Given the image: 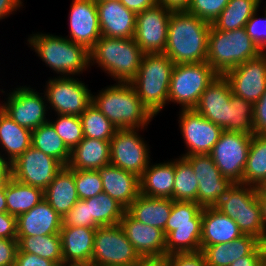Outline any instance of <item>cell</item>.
<instances>
[{
    "label": "cell",
    "instance_id": "obj_57",
    "mask_svg": "<svg viewBox=\"0 0 266 266\" xmlns=\"http://www.w3.org/2000/svg\"><path fill=\"white\" fill-rule=\"evenodd\" d=\"M10 176V163L0 158V189L5 185Z\"/></svg>",
    "mask_w": 266,
    "mask_h": 266
},
{
    "label": "cell",
    "instance_id": "obj_41",
    "mask_svg": "<svg viewBox=\"0 0 266 266\" xmlns=\"http://www.w3.org/2000/svg\"><path fill=\"white\" fill-rule=\"evenodd\" d=\"M83 136L86 138L110 141L118 130L92 103L80 116Z\"/></svg>",
    "mask_w": 266,
    "mask_h": 266
},
{
    "label": "cell",
    "instance_id": "obj_19",
    "mask_svg": "<svg viewBox=\"0 0 266 266\" xmlns=\"http://www.w3.org/2000/svg\"><path fill=\"white\" fill-rule=\"evenodd\" d=\"M232 93L253 105L266 91V52L226 72Z\"/></svg>",
    "mask_w": 266,
    "mask_h": 266
},
{
    "label": "cell",
    "instance_id": "obj_13",
    "mask_svg": "<svg viewBox=\"0 0 266 266\" xmlns=\"http://www.w3.org/2000/svg\"><path fill=\"white\" fill-rule=\"evenodd\" d=\"M140 259L120 224L96 228L92 265L132 266Z\"/></svg>",
    "mask_w": 266,
    "mask_h": 266
},
{
    "label": "cell",
    "instance_id": "obj_49",
    "mask_svg": "<svg viewBox=\"0 0 266 266\" xmlns=\"http://www.w3.org/2000/svg\"><path fill=\"white\" fill-rule=\"evenodd\" d=\"M17 251V239L0 238V266H14Z\"/></svg>",
    "mask_w": 266,
    "mask_h": 266
},
{
    "label": "cell",
    "instance_id": "obj_61",
    "mask_svg": "<svg viewBox=\"0 0 266 266\" xmlns=\"http://www.w3.org/2000/svg\"><path fill=\"white\" fill-rule=\"evenodd\" d=\"M263 266H266V242L264 243L263 249Z\"/></svg>",
    "mask_w": 266,
    "mask_h": 266
},
{
    "label": "cell",
    "instance_id": "obj_47",
    "mask_svg": "<svg viewBox=\"0 0 266 266\" xmlns=\"http://www.w3.org/2000/svg\"><path fill=\"white\" fill-rule=\"evenodd\" d=\"M260 8L249 18L245 24L246 33L262 51L266 52V10L263 9L262 17Z\"/></svg>",
    "mask_w": 266,
    "mask_h": 266
},
{
    "label": "cell",
    "instance_id": "obj_14",
    "mask_svg": "<svg viewBox=\"0 0 266 266\" xmlns=\"http://www.w3.org/2000/svg\"><path fill=\"white\" fill-rule=\"evenodd\" d=\"M253 134L223 131L209 155L221 174L243 184V172Z\"/></svg>",
    "mask_w": 266,
    "mask_h": 266
},
{
    "label": "cell",
    "instance_id": "obj_22",
    "mask_svg": "<svg viewBox=\"0 0 266 266\" xmlns=\"http://www.w3.org/2000/svg\"><path fill=\"white\" fill-rule=\"evenodd\" d=\"M119 224L141 258L165 259L166 235L163 230L137 221L127 211Z\"/></svg>",
    "mask_w": 266,
    "mask_h": 266
},
{
    "label": "cell",
    "instance_id": "obj_60",
    "mask_svg": "<svg viewBox=\"0 0 266 266\" xmlns=\"http://www.w3.org/2000/svg\"><path fill=\"white\" fill-rule=\"evenodd\" d=\"M7 212L5 185L0 189V213Z\"/></svg>",
    "mask_w": 266,
    "mask_h": 266
},
{
    "label": "cell",
    "instance_id": "obj_53",
    "mask_svg": "<svg viewBox=\"0 0 266 266\" xmlns=\"http://www.w3.org/2000/svg\"><path fill=\"white\" fill-rule=\"evenodd\" d=\"M24 0H0V21L24 8Z\"/></svg>",
    "mask_w": 266,
    "mask_h": 266
},
{
    "label": "cell",
    "instance_id": "obj_51",
    "mask_svg": "<svg viewBox=\"0 0 266 266\" xmlns=\"http://www.w3.org/2000/svg\"><path fill=\"white\" fill-rule=\"evenodd\" d=\"M14 266H58L54 261L47 260L32 253H16Z\"/></svg>",
    "mask_w": 266,
    "mask_h": 266
},
{
    "label": "cell",
    "instance_id": "obj_2",
    "mask_svg": "<svg viewBox=\"0 0 266 266\" xmlns=\"http://www.w3.org/2000/svg\"><path fill=\"white\" fill-rule=\"evenodd\" d=\"M28 47L49 67L56 77L78 76L89 72L90 51L62 35L32 32L26 38Z\"/></svg>",
    "mask_w": 266,
    "mask_h": 266
},
{
    "label": "cell",
    "instance_id": "obj_39",
    "mask_svg": "<svg viewBox=\"0 0 266 266\" xmlns=\"http://www.w3.org/2000/svg\"><path fill=\"white\" fill-rule=\"evenodd\" d=\"M85 200L89 205L90 219L99 227L118 225L126 211L120 203L105 192Z\"/></svg>",
    "mask_w": 266,
    "mask_h": 266
},
{
    "label": "cell",
    "instance_id": "obj_38",
    "mask_svg": "<svg viewBox=\"0 0 266 266\" xmlns=\"http://www.w3.org/2000/svg\"><path fill=\"white\" fill-rule=\"evenodd\" d=\"M18 251L32 253L47 260L63 265L60 234L17 237Z\"/></svg>",
    "mask_w": 266,
    "mask_h": 266
},
{
    "label": "cell",
    "instance_id": "obj_44",
    "mask_svg": "<svg viewBox=\"0 0 266 266\" xmlns=\"http://www.w3.org/2000/svg\"><path fill=\"white\" fill-rule=\"evenodd\" d=\"M74 180L80 200L95 197L103 192L102 180L97 170H75Z\"/></svg>",
    "mask_w": 266,
    "mask_h": 266
},
{
    "label": "cell",
    "instance_id": "obj_52",
    "mask_svg": "<svg viewBox=\"0 0 266 266\" xmlns=\"http://www.w3.org/2000/svg\"><path fill=\"white\" fill-rule=\"evenodd\" d=\"M0 238L17 239L16 217L7 212L0 213Z\"/></svg>",
    "mask_w": 266,
    "mask_h": 266
},
{
    "label": "cell",
    "instance_id": "obj_9",
    "mask_svg": "<svg viewBox=\"0 0 266 266\" xmlns=\"http://www.w3.org/2000/svg\"><path fill=\"white\" fill-rule=\"evenodd\" d=\"M217 75L206 61L175 64L169 85L168 105L174 103L177 106L179 104L180 109H194L201 94Z\"/></svg>",
    "mask_w": 266,
    "mask_h": 266
},
{
    "label": "cell",
    "instance_id": "obj_65",
    "mask_svg": "<svg viewBox=\"0 0 266 266\" xmlns=\"http://www.w3.org/2000/svg\"><path fill=\"white\" fill-rule=\"evenodd\" d=\"M95 2H98V1H106V0H94ZM113 1H115V0H113Z\"/></svg>",
    "mask_w": 266,
    "mask_h": 266
},
{
    "label": "cell",
    "instance_id": "obj_33",
    "mask_svg": "<svg viewBox=\"0 0 266 266\" xmlns=\"http://www.w3.org/2000/svg\"><path fill=\"white\" fill-rule=\"evenodd\" d=\"M173 200L139 195L126 211L143 224L164 230L170 217Z\"/></svg>",
    "mask_w": 266,
    "mask_h": 266
},
{
    "label": "cell",
    "instance_id": "obj_42",
    "mask_svg": "<svg viewBox=\"0 0 266 266\" xmlns=\"http://www.w3.org/2000/svg\"><path fill=\"white\" fill-rule=\"evenodd\" d=\"M254 105L233 93L230 96V132L254 134Z\"/></svg>",
    "mask_w": 266,
    "mask_h": 266
},
{
    "label": "cell",
    "instance_id": "obj_54",
    "mask_svg": "<svg viewBox=\"0 0 266 266\" xmlns=\"http://www.w3.org/2000/svg\"><path fill=\"white\" fill-rule=\"evenodd\" d=\"M120 2L136 14L143 12L145 9L152 8L157 4V0H120Z\"/></svg>",
    "mask_w": 266,
    "mask_h": 266
},
{
    "label": "cell",
    "instance_id": "obj_21",
    "mask_svg": "<svg viewBox=\"0 0 266 266\" xmlns=\"http://www.w3.org/2000/svg\"><path fill=\"white\" fill-rule=\"evenodd\" d=\"M231 86L225 75H217L201 94L196 107L198 113L212 123L218 125L223 131L230 132V96Z\"/></svg>",
    "mask_w": 266,
    "mask_h": 266
},
{
    "label": "cell",
    "instance_id": "obj_56",
    "mask_svg": "<svg viewBox=\"0 0 266 266\" xmlns=\"http://www.w3.org/2000/svg\"><path fill=\"white\" fill-rule=\"evenodd\" d=\"M230 266H263V255H245L231 263Z\"/></svg>",
    "mask_w": 266,
    "mask_h": 266
},
{
    "label": "cell",
    "instance_id": "obj_12",
    "mask_svg": "<svg viewBox=\"0 0 266 266\" xmlns=\"http://www.w3.org/2000/svg\"><path fill=\"white\" fill-rule=\"evenodd\" d=\"M147 129H118L110 140V164L141 177L152 161V147L140 134Z\"/></svg>",
    "mask_w": 266,
    "mask_h": 266
},
{
    "label": "cell",
    "instance_id": "obj_32",
    "mask_svg": "<svg viewBox=\"0 0 266 266\" xmlns=\"http://www.w3.org/2000/svg\"><path fill=\"white\" fill-rule=\"evenodd\" d=\"M110 164V141L84 137L71 151L68 167L75 170H97Z\"/></svg>",
    "mask_w": 266,
    "mask_h": 266
},
{
    "label": "cell",
    "instance_id": "obj_18",
    "mask_svg": "<svg viewBox=\"0 0 266 266\" xmlns=\"http://www.w3.org/2000/svg\"><path fill=\"white\" fill-rule=\"evenodd\" d=\"M171 10L160 4L136 14L134 40L145 53H164Z\"/></svg>",
    "mask_w": 266,
    "mask_h": 266
},
{
    "label": "cell",
    "instance_id": "obj_34",
    "mask_svg": "<svg viewBox=\"0 0 266 266\" xmlns=\"http://www.w3.org/2000/svg\"><path fill=\"white\" fill-rule=\"evenodd\" d=\"M7 213L16 218L44 199V190L19 182L10 176L5 183Z\"/></svg>",
    "mask_w": 266,
    "mask_h": 266
},
{
    "label": "cell",
    "instance_id": "obj_16",
    "mask_svg": "<svg viewBox=\"0 0 266 266\" xmlns=\"http://www.w3.org/2000/svg\"><path fill=\"white\" fill-rule=\"evenodd\" d=\"M63 167L52 156L30 146L10 163V172L19 182L44 190Z\"/></svg>",
    "mask_w": 266,
    "mask_h": 266
},
{
    "label": "cell",
    "instance_id": "obj_46",
    "mask_svg": "<svg viewBox=\"0 0 266 266\" xmlns=\"http://www.w3.org/2000/svg\"><path fill=\"white\" fill-rule=\"evenodd\" d=\"M62 226L98 228L99 226L90 219L89 205L86 200L77 203L62 218Z\"/></svg>",
    "mask_w": 266,
    "mask_h": 266
},
{
    "label": "cell",
    "instance_id": "obj_15",
    "mask_svg": "<svg viewBox=\"0 0 266 266\" xmlns=\"http://www.w3.org/2000/svg\"><path fill=\"white\" fill-rule=\"evenodd\" d=\"M179 128L185 150L179 156L209 154L223 129L212 123L195 109H179ZM187 149V150H186Z\"/></svg>",
    "mask_w": 266,
    "mask_h": 266
},
{
    "label": "cell",
    "instance_id": "obj_6",
    "mask_svg": "<svg viewBox=\"0 0 266 266\" xmlns=\"http://www.w3.org/2000/svg\"><path fill=\"white\" fill-rule=\"evenodd\" d=\"M263 53L246 33L245 27L219 31L212 25L208 37L206 62L219 74L254 59Z\"/></svg>",
    "mask_w": 266,
    "mask_h": 266
},
{
    "label": "cell",
    "instance_id": "obj_36",
    "mask_svg": "<svg viewBox=\"0 0 266 266\" xmlns=\"http://www.w3.org/2000/svg\"><path fill=\"white\" fill-rule=\"evenodd\" d=\"M266 179V135L253 134L243 172V184L259 188Z\"/></svg>",
    "mask_w": 266,
    "mask_h": 266
},
{
    "label": "cell",
    "instance_id": "obj_5",
    "mask_svg": "<svg viewBox=\"0 0 266 266\" xmlns=\"http://www.w3.org/2000/svg\"><path fill=\"white\" fill-rule=\"evenodd\" d=\"M174 66L165 53L144 54L138 73L130 82L142 104L154 117L168 106L169 85Z\"/></svg>",
    "mask_w": 266,
    "mask_h": 266
},
{
    "label": "cell",
    "instance_id": "obj_24",
    "mask_svg": "<svg viewBox=\"0 0 266 266\" xmlns=\"http://www.w3.org/2000/svg\"><path fill=\"white\" fill-rule=\"evenodd\" d=\"M103 192L127 209L140 195V177L112 164L97 169Z\"/></svg>",
    "mask_w": 266,
    "mask_h": 266
},
{
    "label": "cell",
    "instance_id": "obj_59",
    "mask_svg": "<svg viewBox=\"0 0 266 266\" xmlns=\"http://www.w3.org/2000/svg\"><path fill=\"white\" fill-rule=\"evenodd\" d=\"M257 198L261 204L262 221L266 228V193L257 188Z\"/></svg>",
    "mask_w": 266,
    "mask_h": 266
},
{
    "label": "cell",
    "instance_id": "obj_1",
    "mask_svg": "<svg viewBox=\"0 0 266 266\" xmlns=\"http://www.w3.org/2000/svg\"><path fill=\"white\" fill-rule=\"evenodd\" d=\"M210 27L187 11H172L164 53L174 64L206 61Z\"/></svg>",
    "mask_w": 266,
    "mask_h": 266
},
{
    "label": "cell",
    "instance_id": "obj_37",
    "mask_svg": "<svg viewBox=\"0 0 266 266\" xmlns=\"http://www.w3.org/2000/svg\"><path fill=\"white\" fill-rule=\"evenodd\" d=\"M35 149L42 151L58 160L63 166H68L71 151L56 133L50 122L40 125L32 131V143Z\"/></svg>",
    "mask_w": 266,
    "mask_h": 266
},
{
    "label": "cell",
    "instance_id": "obj_63",
    "mask_svg": "<svg viewBox=\"0 0 266 266\" xmlns=\"http://www.w3.org/2000/svg\"><path fill=\"white\" fill-rule=\"evenodd\" d=\"M259 189H260L263 193H266V179H265V181L260 185Z\"/></svg>",
    "mask_w": 266,
    "mask_h": 266
},
{
    "label": "cell",
    "instance_id": "obj_62",
    "mask_svg": "<svg viewBox=\"0 0 266 266\" xmlns=\"http://www.w3.org/2000/svg\"><path fill=\"white\" fill-rule=\"evenodd\" d=\"M62 266H94V265L88 263V264H63Z\"/></svg>",
    "mask_w": 266,
    "mask_h": 266
},
{
    "label": "cell",
    "instance_id": "obj_50",
    "mask_svg": "<svg viewBox=\"0 0 266 266\" xmlns=\"http://www.w3.org/2000/svg\"><path fill=\"white\" fill-rule=\"evenodd\" d=\"M253 126L254 134L266 135V91L254 104Z\"/></svg>",
    "mask_w": 266,
    "mask_h": 266
},
{
    "label": "cell",
    "instance_id": "obj_7",
    "mask_svg": "<svg viewBox=\"0 0 266 266\" xmlns=\"http://www.w3.org/2000/svg\"><path fill=\"white\" fill-rule=\"evenodd\" d=\"M202 207L196 202L173 201L167 220L165 257L201 251Z\"/></svg>",
    "mask_w": 266,
    "mask_h": 266
},
{
    "label": "cell",
    "instance_id": "obj_30",
    "mask_svg": "<svg viewBox=\"0 0 266 266\" xmlns=\"http://www.w3.org/2000/svg\"><path fill=\"white\" fill-rule=\"evenodd\" d=\"M44 199L63 218L79 200L74 169L64 166L44 189Z\"/></svg>",
    "mask_w": 266,
    "mask_h": 266
},
{
    "label": "cell",
    "instance_id": "obj_29",
    "mask_svg": "<svg viewBox=\"0 0 266 266\" xmlns=\"http://www.w3.org/2000/svg\"><path fill=\"white\" fill-rule=\"evenodd\" d=\"M174 178L175 158L159 163L152 161L140 177V194L173 200Z\"/></svg>",
    "mask_w": 266,
    "mask_h": 266
},
{
    "label": "cell",
    "instance_id": "obj_64",
    "mask_svg": "<svg viewBox=\"0 0 266 266\" xmlns=\"http://www.w3.org/2000/svg\"><path fill=\"white\" fill-rule=\"evenodd\" d=\"M264 5H265V6H264V7H262V8L266 10V1L264 2Z\"/></svg>",
    "mask_w": 266,
    "mask_h": 266
},
{
    "label": "cell",
    "instance_id": "obj_20",
    "mask_svg": "<svg viewBox=\"0 0 266 266\" xmlns=\"http://www.w3.org/2000/svg\"><path fill=\"white\" fill-rule=\"evenodd\" d=\"M68 14L69 32L64 36L89 51L101 36L97 5L94 0H72Z\"/></svg>",
    "mask_w": 266,
    "mask_h": 266
},
{
    "label": "cell",
    "instance_id": "obj_3",
    "mask_svg": "<svg viewBox=\"0 0 266 266\" xmlns=\"http://www.w3.org/2000/svg\"><path fill=\"white\" fill-rule=\"evenodd\" d=\"M111 85V86H110ZM92 93V103L117 129H143L154 116L142 104L130 83L116 82Z\"/></svg>",
    "mask_w": 266,
    "mask_h": 266
},
{
    "label": "cell",
    "instance_id": "obj_10",
    "mask_svg": "<svg viewBox=\"0 0 266 266\" xmlns=\"http://www.w3.org/2000/svg\"><path fill=\"white\" fill-rule=\"evenodd\" d=\"M77 76L49 77L43 91L51 116H80L92 104V91ZM55 112V113H54Z\"/></svg>",
    "mask_w": 266,
    "mask_h": 266
},
{
    "label": "cell",
    "instance_id": "obj_23",
    "mask_svg": "<svg viewBox=\"0 0 266 266\" xmlns=\"http://www.w3.org/2000/svg\"><path fill=\"white\" fill-rule=\"evenodd\" d=\"M97 13L101 35L114 38H134L136 13L127 9L120 0L98 1Z\"/></svg>",
    "mask_w": 266,
    "mask_h": 266
},
{
    "label": "cell",
    "instance_id": "obj_43",
    "mask_svg": "<svg viewBox=\"0 0 266 266\" xmlns=\"http://www.w3.org/2000/svg\"><path fill=\"white\" fill-rule=\"evenodd\" d=\"M49 122L55 128L58 136L63 140L67 148L72 149L79 144L83 136V128L79 116L76 115H59L49 116ZM56 117V118H55Z\"/></svg>",
    "mask_w": 266,
    "mask_h": 266
},
{
    "label": "cell",
    "instance_id": "obj_17",
    "mask_svg": "<svg viewBox=\"0 0 266 266\" xmlns=\"http://www.w3.org/2000/svg\"><path fill=\"white\" fill-rule=\"evenodd\" d=\"M184 158L191 164L198 180L197 203L202 207H214L233 182L224 177L209 154L189 155Z\"/></svg>",
    "mask_w": 266,
    "mask_h": 266
},
{
    "label": "cell",
    "instance_id": "obj_40",
    "mask_svg": "<svg viewBox=\"0 0 266 266\" xmlns=\"http://www.w3.org/2000/svg\"><path fill=\"white\" fill-rule=\"evenodd\" d=\"M198 183L191 164L184 157L175 158L173 201L197 203Z\"/></svg>",
    "mask_w": 266,
    "mask_h": 266
},
{
    "label": "cell",
    "instance_id": "obj_11",
    "mask_svg": "<svg viewBox=\"0 0 266 266\" xmlns=\"http://www.w3.org/2000/svg\"><path fill=\"white\" fill-rule=\"evenodd\" d=\"M35 88L17 85L9 92L4 91V100L0 101V108L12 120L31 131L49 122L50 116L44 92L39 93Z\"/></svg>",
    "mask_w": 266,
    "mask_h": 266
},
{
    "label": "cell",
    "instance_id": "obj_8",
    "mask_svg": "<svg viewBox=\"0 0 266 266\" xmlns=\"http://www.w3.org/2000/svg\"><path fill=\"white\" fill-rule=\"evenodd\" d=\"M214 208L233 219L243 235H251L262 243L266 242V228L262 221L257 188L234 183Z\"/></svg>",
    "mask_w": 266,
    "mask_h": 266
},
{
    "label": "cell",
    "instance_id": "obj_58",
    "mask_svg": "<svg viewBox=\"0 0 266 266\" xmlns=\"http://www.w3.org/2000/svg\"><path fill=\"white\" fill-rule=\"evenodd\" d=\"M132 266H166V263L164 259L141 258L138 262H135Z\"/></svg>",
    "mask_w": 266,
    "mask_h": 266
},
{
    "label": "cell",
    "instance_id": "obj_27",
    "mask_svg": "<svg viewBox=\"0 0 266 266\" xmlns=\"http://www.w3.org/2000/svg\"><path fill=\"white\" fill-rule=\"evenodd\" d=\"M96 228L62 226L59 232L63 264H88L92 262Z\"/></svg>",
    "mask_w": 266,
    "mask_h": 266
},
{
    "label": "cell",
    "instance_id": "obj_4",
    "mask_svg": "<svg viewBox=\"0 0 266 266\" xmlns=\"http://www.w3.org/2000/svg\"><path fill=\"white\" fill-rule=\"evenodd\" d=\"M144 54L134 38L101 35L90 50V66L100 67L115 82L130 83L138 73Z\"/></svg>",
    "mask_w": 266,
    "mask_h": 266
},
{
    "label": "cell",
    "instance_id": "obj_35",
    "mask_svg": "<svg viewBox=\"0 0 266 266\" xmlns=\"http://www.w3.org/2000/svg\"><path fill=\"white\" fill-rule=\"evenodd\" d=\"M261 4L262 0H229L226 7L211 25L219 31H230L245 27L249 18L262 7Z\"/></svg>",
    "mask_w": 266,
    "mask_h": 266
},
{
    "label": "cell",
    "instance_id": "obj_55",
    "mask_svg": "<svg viewBox=\"0 0 266 266\" xmlns=\"http://www.w3.org/2000/svg\"><path fill=\"white\" fill-rule=\"evenodd\" d=\"M157 3L171 11H187L191 0H157Z\"/></svg>",
    "mask_w": 266,
    "mask_h": 266
},
{
    "label": "cell",
    "instance_id": "obj_26",
    "mask_svg": "<svg viewBox=\"0 0 266 266\" xmlns=\"http://www.w3.org/2000/svg\"><path fill=\"white\" fill-rule=\"evenodd\" d=\"M264 243L251 235H242L230 243L201 246L208 266H230L245 255H263Z\"/></svg>",
    "mask_w": 266,
    "mask_h": 266
},
{
    "label": "cell",
    "instance_id": "obj_66",
    "mask_svg": "<svg viewBox=\"0 0 266 266\" xmlns=\"http://www.w3.org/2000/svg\"><path fill=\"white\" fill-rule=\"evenodd\" d=\"M3 92H4V90L1 88V89H0V94H2Z\"/></svg>",
    "mask_w": 266,
    "mask_h": 266
},
{
    "label": "cell",
    "instance_id": "obj_48",
    "mask_svg": "<svg viewBox=\"0 0 266 266\" xmlns=\"http://www.w3.org/2000/svg\"><path fill=\"white\" fill-rule=\"evenodd\" d=\"M166 266H208L204 254L194 253H174L165 257Z\"/></svg>",
    "mask_w": 266,
    "mask_h": 266
},
{
    "label": "cell",
    "instance_id": "obj_25",
    "mask_svg": "<svg viewBox=\"0 0 266 266\" xmlns=\"http://www.w3.org/2000/svg\"><path fill=\"white\" fill-rule=\"evenodd\" d=\"M17 237L59 234L61 216L43 199L30 211L16 218Z\"/></svg>",
    "mask_w": 266,
    "mask_h": 266
},
{
    "label": "cell",
    "instance_id": "obj_45",
    "mask_svg": "<svg viewBox=\"0 0 266 266\" xmlns=\"http://www.w3.org/2000/svg\"><path fill=\"white\" fill-rule=\"evenodd\" d=\"M229 0H191L187 12L212 24Z\"/></svg>",
    "mask_w": 266,
    "mask_h": 266
},
{
    "label": "cell",
    "instance_id": "obj_31",
    "mask_svg": "<svg viewBox=\"0 0 266 266\" xmlns=\"http://www.w3.org/2000/svg\"><path fill=\"white\" fill-rule=\"evenodd\" d=\"M31 143L32 131L18 125L0 108V158L12 163Z\"/></svg>",
    "mask_w": 266,
    "mask_h": 266
},
{
    "label": "cell",
    "instance_id": "obj_28",
    "mask_svg": "<svg viewBox=\"0 0 266 266\" xmlns=\"http://www.w3.org/2000/svg\"><path fill=\"white\" fill-rule=\"evenodd\" d=\"M243 233L236 222L214 207L202 209L201 246L230 243Z\"/></svg>",
    "mask_w": 266,
    "mask_h": 266
}]
</instances>
